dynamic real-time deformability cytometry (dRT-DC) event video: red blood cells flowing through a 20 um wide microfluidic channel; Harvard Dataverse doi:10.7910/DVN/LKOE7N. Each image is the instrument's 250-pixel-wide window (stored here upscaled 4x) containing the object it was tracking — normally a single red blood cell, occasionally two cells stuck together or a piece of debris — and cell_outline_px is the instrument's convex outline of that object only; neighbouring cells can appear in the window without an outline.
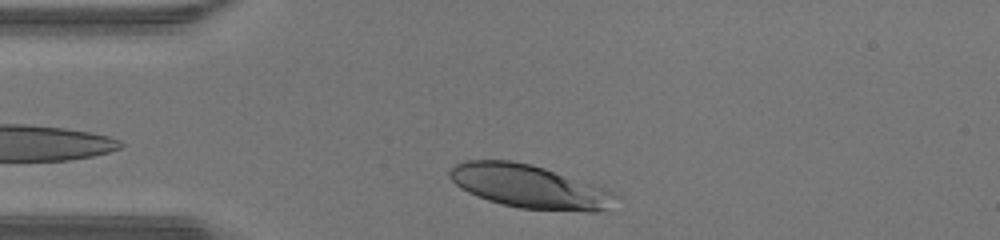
{"species": "human", "species_latin": "Homo sapiens", "temperature_condition": "warm", "stored_images_in_passage": 27, "camera_frame_rate_fps": 3000, "um_per_image_px": 0.085, "donor": {"sex": "male"}, "frame": {"image": 1, "passage_image": 1, "time_ms": 0.0, "image_size_px": [1000, 240], "cell_outline_px": [[620, 196], [604, 208], [596, 212], [588, 212], [520, 208], [500, 204], [476, 196], [460, 188], [448, 176], [448, 172], [456, 164], [468, 160], [512, 160], [532, 164], [592, 184], [612, 192]], "centroid_in_image_um": [44.93, 15.85], "position_along_channel_um": 40.1, "area_um2": 41.5}}
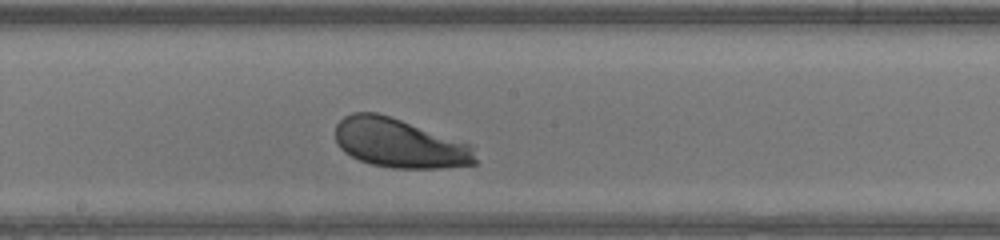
{"frame": {"image": 2, "passage_image": 15, "time_ms": 4.667, "image_size_px": [1000, 240], "cell_outline_px": [[476, 164], [444, 168], [392, 168], [372, 164], [360, 160], [344, 152], [340, 148], [336, 140], [336, 124], [344, 116], [352, 112], [376, 112], [400, 120], [468, 144], [472, 148], [476, 160]], "centroid_in_image_um": [33.9, 12.18], "position_along_channel_um": 214.3, "area_um2": 39.48}}
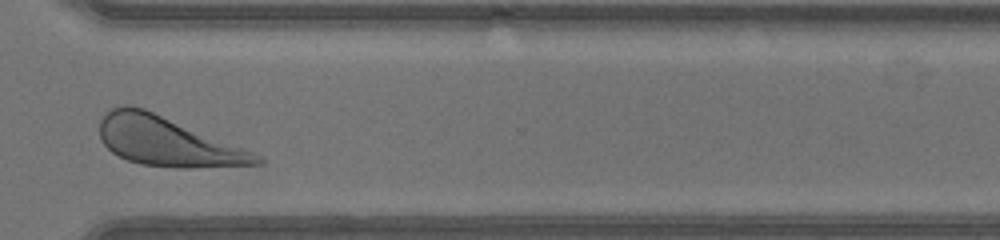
{"frame": {"image": 3, "passage_image": 25, "time_ms": 8.0, "image_size_px": [1000, 240], "cell_outline_px": [[264, 164], [184, 168], [180, 168], [140, 164], [128, 160], [112, 152], [100, 140], [100, 120], [112, 108], [124, 104], [128, 104], [144, 108], [252, 152], [260, 156], [264, 160]], "centroid_in_image_um": [14.18, 12.03], "position_along_channel_um": 356.4, "area_um2": 44.27}, "authors_computed_cell_mechanics": {"area_um2": 40.8646, "velocity_mm_per_s": 4.2731, "shape_relaxation_time_tau1_ms": 1.441, "shape_relaxation_time_tau2_ms": null, "deformation_change_tau1": 0.1366, "deformation_change_tau2": null}}